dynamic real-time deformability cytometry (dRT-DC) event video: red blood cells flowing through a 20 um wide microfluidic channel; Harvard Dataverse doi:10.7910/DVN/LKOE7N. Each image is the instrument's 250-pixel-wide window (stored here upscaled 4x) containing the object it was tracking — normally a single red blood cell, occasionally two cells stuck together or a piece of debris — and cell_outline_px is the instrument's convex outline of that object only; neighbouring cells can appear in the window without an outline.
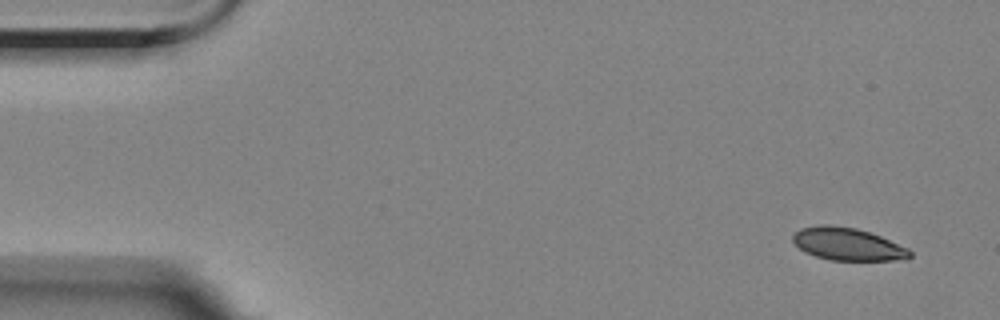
{"species": "Egyptian fruit bat (a non-hibernating species)", "species_latin": "Rousettus aegyptiacus", "temperature_condition": "room temperature", "stored_images_in_passage": 4, "camera_frame_rate_fps": 3000, "um_per_image_px": 0.085, "animal": {"sex": "female"}, "frame": {"image": 1, "passage_image": 1, "time_ms": 0.0, "image_size_px": [1000, 320], "cell_outline_px": [[912, 256], [908, 260], [832, 260], [816, 256], [804, 252], [792, 240], [792, 236], [800, 228], [820, 224], [828, 224], [856, 228], [880, 236], [908, 248], [912, 252]], "centroid_in_image_um": [72.06, 20.75], "position_along_channel_um": 12.9, "area_um2": 22.25}}